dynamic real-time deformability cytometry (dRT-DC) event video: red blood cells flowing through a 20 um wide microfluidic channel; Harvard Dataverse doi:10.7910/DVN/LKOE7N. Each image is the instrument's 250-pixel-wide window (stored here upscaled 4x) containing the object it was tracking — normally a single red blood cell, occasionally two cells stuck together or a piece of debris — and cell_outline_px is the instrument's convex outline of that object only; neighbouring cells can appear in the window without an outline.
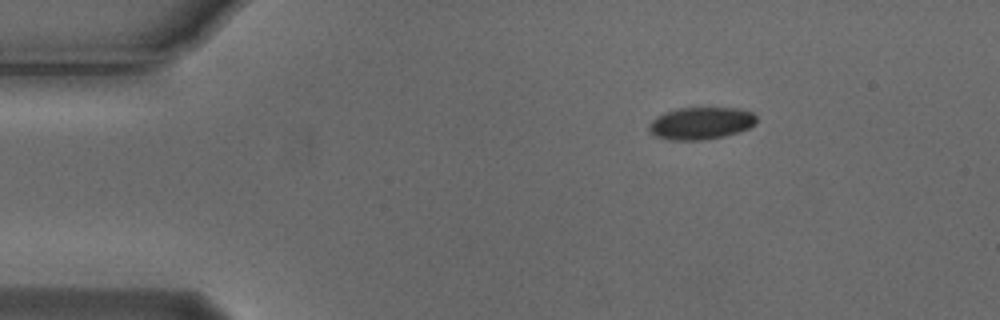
{"species": "Egyptian fruit bat (a non-hibernating species)", "species_latin": "Rousettus aegyptiacus", "temperature_condition": "cold", "stored_images_in_passage": 5, "camera_frame_rate_fps": 3000, "um_per_image_px": 0.085, "animal": {"sex": "male"}, "frame": {"image": 1, "passage_image": 5, "time_ms": 1.333, "image_size_px": [1000, 320], "cell_outline_px": [[756, 124], [748, 128], [724, 136], [700, 140], [672, 140], [656, 136], [648, 128], [652, 120], [656, 116], [664, 112], [676, 108], [736, 108], [752, 112], [756, 116]], "centroid_in_image_um": [59.57, 10.46], "position_along_channel_um": 25.4, "area_um2": 20.06}}